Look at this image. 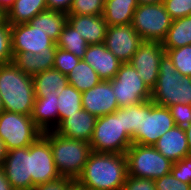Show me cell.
Instances as JSON below:
<instances>
[{
    "label": "cell",
    "mask_w": 191,
    "mask_h": 190,
    "mask_svg": "<svg viewBox=\"0 0 191 190\" xmlns=\"http://www.w3.org/2000/svg\"><path fill=\"white\" fill-rule=\"evenodd\" d=\"M0 96L5 111L31 116L36 99L33 76L13 62L0 65Z\"/></svg>",
    "instance_id": "2"
},
{
    "label": "cell",
    "mask_w": 191,
    "mask_h": 190,
    "mask_svg": "<svg viewBox=\"0 0 191 190\" xmlns=\"http://www.w3.org/2000/svg\"><path fill=\"white\" fill-rule=\"evenodd\" d=\"M164 0H137L138 5L140 4H158L162 3Z\"/></svg>",
    "instance_id": "47"
},
{
    "label": "cell",
    "mask_w": 191,
    "mask_h": 190,
    "mask_svg": "<svg viewBox=\"0 0 191 190\" xmlns=\"http://www.w3.org/2000/svg\"><path fill=\"white\" fill-rule=\"evenodd\" d=\"M56 52H12L13 63L25 74L34 76L53 68Z\"/></svg>",
    "instance_id": "22"
},
{
    "label": "cell",
    "mask_w": 191,
    "mask_h": 190,
    "mask_svg": "<svg viewBox=\"0 0 191 190\" xmlns=\"http://www.w3.org/2000/svg\"><path fill=\"white\" fill-rule=\"evenodd\" d=\"M68 84L67 75L52 68L33 76L34 92L36 97H45L48 92L56 93L57 96Z\"/></svg>",
    "instance_id": "24"
},
{
    "label": "cell",
    "mask_w": 191,
    "mask_h": 190,
    "mask_svg": "<svg viewBox=\"0 0 191 190\" xmlns=\"http://www.w3.org/2000/svg\"><path fill=\"white\" fill-rule=\"evenodd\" d=\"M143 42L129 25L107 26L104 44L122 63H129Z\"/></svg>",
    "instance_id": "14"
},
{
    "label": "cell",
    "mask_w": 191,
    "mask_h": 190,
    "mask_svg": "<svg viewBox=\"0 0 191 190\" xmlns=\"http://www.w3.org/2000/svg\"><path fill=\"white\" fill-rule=\"evenodd\" d=\"M43 135L50 141L53 159L61 177L76 181L92 152L91 145L61 136L54 131L43 132Z\"/></svg>",
    "instance_id": "4"
},
{
    "label": "cell",
    "mask_w": 191,
    "mask_h": 190,
    "mask_svg": "<svg viewBox=\"0 0 191 190\" xmlns=\"http://www.w3.org/2000/svg\"><path fill=\"white\" fill-rule=\"evenodd\" d=\"M87 62L104 81L116 77L122 62L105 46L104 43L88 45L82 58Z\"/></svg>",
    "instance_id": "17"
},
{
    "label": "cell",
    "mask_w": 191,
    "mask_h": 190,
    "mask_svg": "<svg viewBox=\"0 0 191 190\" xmlns=\"http://www.w3.org/2000/svg\"><path fill=\"white\" fill-rule=\"evenodd\" d=\"M58 97L56 93L48 92L45 97H36L31 118L42 131H54L59 125Z\"/></svg>",
    "instance_id": "21"
},
{
    "label": "cell",
    "mask_w": 191,
    "mask_h": 190,
    "mask_svg": "<svg viewBox=\"0 0 191 190\" xmlns=\"http://www.w3.org/2000/svg\"><path fill=\"white\" fill-rule=\"evenodd\" d=\"M74 181L69 178H60L54 182L35 186L32 190H66Z\"/></svg>",
    "instance_id": "41"
},
{
    "label": "cell",
    "mask_w": 191,
    "mask_h": 190,
    "mask_svg": "<svg viewBox=\"0 0 191 190\" xmlns=\"http://www.w3.org/2000/svg\"><path fill=\"white\" fill-rule=\"evenodd\" d=\"M68 14L45 10L34 16L29 23L37 28L44 31L55 43L58 41L59 36L67 23Z\"/></svg>",
    "instance_id": "25"
},
{
    "label": "cell",
    "mask_w": 191,
    "mask_h": 190,
    "mask_svg": "<svg viewBox=\"0 0 191 190\" xmlns=\"http://www.w3.org/2000/svg\"><path fill=\"white\" fill-rule=\"evenodd\" d=\"M156 190H191V184L181 182L172 173L154 180Z\"/></svg>",
    "instance_id": "37"
},
{
    "label": "cell",
    "mask_w": 191,
    "mask_h": 190,
    "mask_svg": "<svg viewBox=\"0 0 191 190\" xmlns=\"http://www.w3.org/2000/svg\"><path fill=\"white\" fill-rule=\"evenodd\" d=\"M42 134L31 116L5 110L0 113V139L7 151L30 146Z\"/></svg>",
    "instance_id": "9"
},
{
    "label": "cell",
    "mask_w": 191,
    "mask_h": 190,
    "mask_svg": "<svg viewBox=\"0 0 191 190\" xmlns=\"http://www.w3.org/2000/svg\"><path fill=\"white\" fill-rule=\"evenodd\" d=\"M128 175L157 179L171 172L173 162L154 146L132 144L126 151Z\"/></svg>",
    "instance_id": "6"
},
{
    "label": "cell",
    "mask_w": 191,
    "mask_h": 190,
    "mask_svg": "<svg viewBox=\"0 0 191 190\" xmlns=\"http://www.w3.org/2000/svg\"><path fill=\"white\" fill-rule=\"evenodd\" d=\"M141 102L122 108V123L125 131L132 137L140 127Z\"/></svg>",
    "instance_id": "32"
},
{
    "label": "cell",
    "mask_w": 191,
    "mask_h": 190,
    "mask_svg": "<svg viewBox=\"0 0 191 190\" xmlns=\"http://www.w3.org/2000/svg\"><path fill=\"white\" fill-rule=\"evenodd\" d=\"M175 126L168 107L156 105L151 100L141 102V121L132 136L133 144L153 146L157 140Z\"/></svg>",
    "instance_id": "7"
},
{
    "label": "cell",
    "mask_w": 191,
    "mask_h": 190,
    "mask_svg": "<svg viewBox=\"0 0 191 190\" xmlns=\"http://www.w3.org/2000/svg\"><path fill=\"white\" fill-rule=\"evenodd\" d=\"M15 0H0V8L6 13L14 4Z\"/></svg>",
    "instance_id": "44"
},
{
    "label": "cell",
    "mask_w": 191,
    "mask_h": 190,
    "mask_svg": "<svg viewBox=\"0 0 191 190\" xmlns=\"http://www.w3.org/2000/svg\"><path fill=\"white\" fill-rule=\"evenodd\" d=\"M185 130V133H186V137H187V141H188V147H189V152H190V155H191V123L186 126L184 128Z\"/></svg>",
    "instance_id": "46"
},
{
    "label": "cell",
    "mask_w": 191,
    "mask_h": 190,
    "mask_svg": "<svg viewBox=\"0 0 191 190\" xmlns=\"http://www.w3.org/2000/svg\"><path fill=\"white\" fill-rule=\"evenodd\" d=\"M96 120V116L82 108L80 111H76L75 114L63 119L54 132L70 139H78L90 143Z\"/></svg>",
    "instance_id": "18"
},
{
    "label": "cell",
    "mask_w": 191,
    "mask_h": 190,
    "mask_svg": "<svg viewBox=\"0 0 191 190\" xmlns=\"http://www.w3.org/2000/svg\"><path fill=\"white\" fill-rule=\"evenodd\" d=\"M2 111H4V105H3V100H2V98H1V96H0V113H1Z\"/></svg>",
    "instance_id": "50"
},
{
    "label": "cell",
    "mask_w": 191,
    "mask_h": 190,
    "mask_svg": "<svg viewBox=\"0 0 191 190\" xmlns=\"http://www.w3.org/2000/svg\"><path fill=\"white\" fill-rule=\"evenodd\" d=\"M89 144L94 152L126 154L133 141L123 128L122 108L114 113L97 117Z\"/></svg>",
    "instance_id": "5"
},
{
    "label": "cell",
    "mask_w": 191,
    "mask_h": 190,
    "mask_svg": "<svg viewBox=\"0 0 191 190\" xmlns=\"http://www.w3.org/2000/svg\"><path fill=\"white\" fill-rule=\"evenodd\" d=\"M110 81L119 108L151 100V90L130 63H122Z\"/></svg>",
    "instance_id": "10"
},
{
    "label": "cell",
    "mask_w": 191,
    "mask_h": 190,
    "mask_svg": "<svg viewBox=\"0 0 191 190\" xmlns=\"http://www.w3.org/2000/svg\"><path fill=\"white\" fill-rule=\"evenodd\" d=\"M166 53L172 59L176 71L182 76L191 77V45L168 49Z\"/></svg>",
    "instance_id": "31"
},
{
    "label": "cell",
    "mask_w": 191,
    "mask_h": 190,
    "mask_svg": "<svg viewBox=\"0 0 191 190\" xmlns=\"http://www.w3.org/2000/svg\"><path fill=\"white\" fill-rule=\"evenodd\" d=\"M12 52H56V43L41 29L29 22L11 25Z\"/></svg>",
    "instance_id": "13"
},
{
    "label": "cell",
    "mask_w": 191,
    "mask_h": 190,
    "mask_svg": "<svg viewBox=\"0 0 191 190\" xmlns=\"http://www.w3.org/2000/svg\"><path fill=\"white\" fill-rule=\"evenodd\" d=\"M66 190H86V189L80 186L76 181H74Z\"/></svg>",
    "instance_id": "48"
},
{
    "label": "cell",
    "mask_w": 191,
    "mask_h": 190,
    "mask_svg": "<svg viewBox=\"0 0 191 190\" xmlns=\"http://www.w3.org/2000/svg\"><path fill=\"white\" fill-rule=\"evenodd\" d=\"M67 22L88 45L104 43L107 23L103 15H68Z\"/></svg>",
    "instance_id": "19"
},
{
    "label": "cell",
    "mask_w": 191,
    "mask_h": 190,
    "mask_svg": "<svg viewBox=\"0 0 191 190\" xmlns=\"http://www.w3.org/2000/svg\"><path fill=\"white\" fill-rule=\"evenodd\" d=\"M6 21V13L0 8V25Z\"/></svg>",
    "instance_id": "49"
},
{
    "label": "cell",
    "mask_w": 191,
    "mask_h": 190,
    "mask_svg": "<svg viewBox=\"0 0 191 190\" xmlns=\"http://www.w3.org/2000/svg\"><path fill=\"white\" fill-rule=\"evenodd\" d=\"M171 173L181 182L191 184V155L174 162Z\"/></svg>",
    "instance_id": "38"
},
{
    "label": "cell",
    "mask_w": 191,
    "mask_h": 190,
    "mask_svg": "<svg viewBox=\"0 0 191 190\" xmlns=\"http://www.w3.org/2000/svg\"><path fill=\"white\" fill-rule=\"evenodd\" d=\"M105 0H74L68 15H103Z\"/></svg>",
    "instance_id": "33"
},
{
    "label": "cell",
    "mask_w": 191,
    "mask_h": 190,
    "mask_svg": "<svg viewBox=\"0 0 191 190\" xmlns=\"http://www.w3.org/2000/svg\"><path fill=\"white\" fill-rule=\"evenodd\" d=\"M74 0H46L47 10L59 11L68 14Z\"/></svg>",
    "instance_id": "42"
},
{
    "label": "cell",
    "mask_w": 191,
    "mask_h": 190,
    "mask_svg": "<svg viewBox=\"0 0 191 190\" xmlns=\"http://www.w3.org/2000/svg\"><path fill=\"white\" fill-rule=\"evenodd\" d=\"M163 4L172 20L191 16V0H164Z\"/></svg>",
    "instance_id": "36"
},
{
    "label": "cell",
    "mask_w": 191,
    "mask_h": 190,
    "mask_svg": "<svg viewBox=\"0 0 191 190\" xmlns=\"http://www.w3.org/2000/svg\"><path fill=\"white\" fill-rule=\"evenodd\" d=\"M153 146L173 163L190 155L184 127L176 125L162 135Z\"/></svg>",
    "instance_id": "20"
},
{
    "label": "cell",
    "mask_w": 191,
    "mask_h": 190,
    "mask_svg": "<svg viewBox=\"0 0 191 190\" xmlns=\"http://www.w3.org/2000/svg\"><path fill=\"white\" fill-rule=\"evenodd\" d=\"M168 108L176 126L185 128L191 123V105L178 103Z\"/></svg>",
    "instance_id": "39"
},
{
    "label": "cell",
    "mask_w": 191,
    "mask_h": 190,
    "mask_svg": "<svg viewBox=\"0 0 191 190\" xmlns=\"http://www.w3.org/2000/svg\"><path fill=\"white\" fill-rule=\"evenodd\" d=\"M165 53L161 42L143 41L129 62L150 90L156 86L160 61Z\"/></svg>",
    "instance_id": "12"
},
{
    "label": "cell",
    "mask_w": 191,
    "mask_h": 190,
    "mask_svg": "<svg viewBox=\"0 0 191 190\" xmlns=\"http://www.w3.org/2000/svg\"><path fill=\"white\" fill-rule=\"evenodd\" d=\"M57 97L59 123L63 119H66L69 115H73L76 113V111H80L82 109V92H79L70 84H67V86Z\"/></svg>",
    "instance_id": "30"
},
{
    "label": "cell",
    "mask_w": 191,
    "mask_h": 190,
    "mask_svg": "<svg viewBox=\"0 0 191 190\" xmlns=\"http://www.w3.org/2000/svg\"><path fill=\"white\" fill-rule=\"evenodd\" d=\"M172 18L162 3L140 4L133 14L132 27L143 41L163 42Z\"/></svg>",
    "instance_id": "8"
},
{
    "label": "cell",
    "mask_w": 191,
    "mask_h": 190,
    "mask_svg": "<svg viewBox=\"0 0 191 190\" xmlns=\"http://www.w3.org/2000/svg\"><path fill=\"white\" fill-rule=\"evenodd\" d=\"M56 46L69 51L82 59L87 50L88 43L68 22L59 36Z\"/></svg>",
    "instance_id": "29"
},
{
    "label": "cell",
    "mask_w": 191,
    "mask_h": 190,
    "mask_svg": "<svg viewBox=\"0 0 191 190\" xmlns=\"http://www.w3.org/2000/svg\"><path fill=\"white\" fill-rule=\"evenodd\" d=\"M68 84L79 92L87 91L97 85L101 79L95 70L83 59L67 75Z\"/></svg>",
    "instance_id": "28"
},
{
    "label": "cell",
    "mask_w": 191,
    "mask_h": 190,
    "mask_svg": "<svg viewBox=\"0 0 191 190\" xmlns=\"http://www.w3.org/2000/svg\"><path fill=\"white\" fill-rule=\"evenodd\" d=\"M137 7V0H105L103 17L107 26L131 24Z\"/></svg>",
    "instance_id": "23"
},
{
    "label": "cell",
    "mask_w": 191,
    "mask_h": 190,
    "mask_svg": "<svg viewBox=\"0 0 191 190\" xmlns=\"http://www.w3.org/2000/svg\"><path fill=\"white\" fill-rule=\"evenodd\" d=\"M81 101L82 108L96 117L114 113L119 109L111 81L101 80L93 88L82 92Z\"/></svg>",
    "instance_id": "16"
},
{
    "label": "cell",
    "mask_w": 191,
    "mask_h": 190,
    "mask_svg": "<svg viewBox=\"0 0 191 190\" xmlns=\"http://www.w3.org/2000/svg\"><path fill=\"white\" fill-rule=\"evenodd\" d=\"M6 154H7V150H6L5 144L0 139V166L2 165V162L4 161Z\"/></svg>",
    "instance_id": "45"
},
{
    "label": "cell",
    "mask_w": 191,
    "mask_h": 190,
    "mask_svg": "<svg viewBox=\"0 0 191 190\" xmlns=\"http://www.w3.org/2000/svg\"><path fill=\"white\" fill-rule=\"evenodd\" d=\"M127 175L126 154L92 151L76 182L86 190H122Z\"/></svg>",
    "instance_id": "1"
},
{
    "label": "cell",
    "mask_w": 191,
    "mask_h": 190,
    "mask_svg": "<svg viewBox=\"0 0 191 190\" xmlns=\"http://www.w3.org/2000/svg\"><path fill=\"white\" fill-rule=\"evenodd\" d=\"M0 190H14L5 176L4 169L0 166Z\"/></svg>",
    "instance_id": "43"
},
{
    "label": "cell",
    "mask_w": 191,
    "mask_h": 190,
    "mask_svg": "<svg viewBox=\"0 0 191 190\" xmlns=\"http://www.w3.org/2000/svg\"><path fill=\"white\" fill-rule=\"evenodd\" d=\"M47 10L46 0H15L6 12V21L10 25L28 23L34 16Z\"/></svg>",
    "instance_id": "26"
},
{
    "label": "cell",
    "mask_w": 191,
    "mask_h": 190,
    "mask_svg": "<svg viewBox=\"0 0 191 190\" xmlns=\"http://www.w3.org/2000/svg\"><path fill=\"white\" fill-rule=\"evenodd\" d=\"M29 150L32 189L62 178L53 159L50 141L43 134L29 146Z\"/></svg>",
    "instance_id": "11"
},
{
    "label": "cell",
    "mask_w": 191,
    "mask_h": 190,
    "mask_svg": "<svg viewBox=\"0 0 191 190\" xmlns=\"http://www.w3.org/2000/svg\"><path fill=\"white\" fill-rule=\"evenodd\" d=\"M1 167L14 190H32L29 146L7 151Z\"/></svg>",
    "instance_id": "15"
},
{
    "label": "cell",
    "mask_w": 191,
    "mask_h": 190,
    "mask_svg": "<svg viewBox=\"0 0 191 190\" xmlns=\"http://www.w3.org/2000/svg\"><path fill=\"white\" fill-rule=\"evenodd\" d=\"M151 101L164 107L178 103L191 105V77L176 71L167 53L161 58L157 83L151 90Z\"/></svg>",
    "instance_id": "3"
},
{
    "label": "cell",
    "mask_w": 191,
    "mask_h": 190,
    "mask_svg": "<svg viewBox=\"0 0 191 190\" xmlns=\"http://www.w3.org/2000/svg\"><path fill=\"white\" fill-rule=\"evenodd\" d=\"M162 45L165 52L168 49L191 45V16L172 20L171 27L169 28Z\"/></svg>",
    "instance_id": "27"
},
{
    "label": "cell",
    "mask_w": 191,
    "mask_h": 190,
    "mask_svg": "<svg viewBox=\"0 0 191 190\" xmlns=\"http://www.w3.org/2000/svg\"><path fill=\"white\" fill-rule=\"evenodd\" d=\"M79 61L80 58L73 53L57 47L53 68L68 75Z\"/></svg>",
    "instance_id": "34"
},
{
    "label": "cell",
    "mask_w": 191,
    "mask_h": 190,
    "mask_svg": "<svg viewBox=\"0 0 191 190\" xmlns=\"http://www.w3.org/2000/svg\"><path fill=\"white\" fill-rule=\"evenodd\" d=\"M122 190H156V188L153 179L127 175Z\"/></svg>",
    "instance_id": "40"
},
{
    "label": "cell",
    "mask_w": 191,
    "mask_h": 190,
    "mask_svg": "<svg viewBox=\"0 0 191 190\" xmlns=\"http://www.w3.org/2000/svg\"><path fill=\"white\" fill-rule=\"evenodd\" d=\"M12 61L11 25L5 21L0 25V65H5Z\"/></svg>",
    "instance_id": "35"
}]
</instances>
